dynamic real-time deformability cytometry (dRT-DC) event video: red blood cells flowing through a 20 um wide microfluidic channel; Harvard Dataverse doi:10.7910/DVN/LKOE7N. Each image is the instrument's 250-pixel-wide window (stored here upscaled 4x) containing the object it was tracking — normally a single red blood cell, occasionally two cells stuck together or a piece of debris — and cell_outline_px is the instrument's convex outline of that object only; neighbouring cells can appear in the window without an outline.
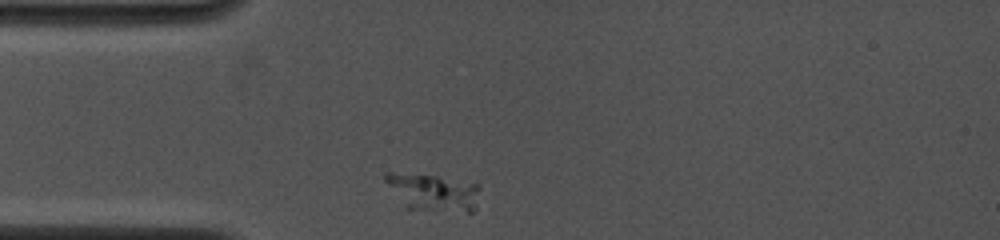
{"species": "common noctule bat (a hibernating species)", "species_latin": "Nyctalus noctula", "temperature_condition": "cold", "stored_images_in_passage": 4, "camera_frame_rate_fps": 4000, "um_per_image_px": 0.085, "animal": {"sex": "female", "body_mass_g": 19.0, "forearm_length_mm": 53.3}, "frame": {"image": 1, "passage_image": 1, "time_ms": 0.0, "image_size_px": [1000, 240], "cell_outline_px": [[480, 188], [476, 212], [468, 212], [424, 208], [388, 184], [384, 180], [384, 172], [392, 172], [436, 176], [480, 184]], "centroid_in_image_um": [37.08, 16.26], "position_along_channel_um": 47.9, "area_um2": 18.55}}
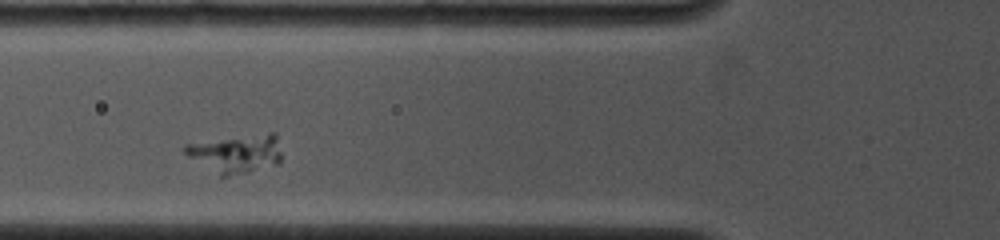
{"frame": {"image": 2, "passage_image": 3, "time_ms": 1.75, "image_size_px": [1000, 240], "cell_outline_px": [[280, 164], [248, 172], [228, 176], [220, 176], [188, 156], [184, 152], [184, 144], [268, 132], [276, 132], [280, 152]], "centroid_in_image_um": [20.11, 13.05], "position_along_channel_um": 105.7, "area_um2": 21.5}}